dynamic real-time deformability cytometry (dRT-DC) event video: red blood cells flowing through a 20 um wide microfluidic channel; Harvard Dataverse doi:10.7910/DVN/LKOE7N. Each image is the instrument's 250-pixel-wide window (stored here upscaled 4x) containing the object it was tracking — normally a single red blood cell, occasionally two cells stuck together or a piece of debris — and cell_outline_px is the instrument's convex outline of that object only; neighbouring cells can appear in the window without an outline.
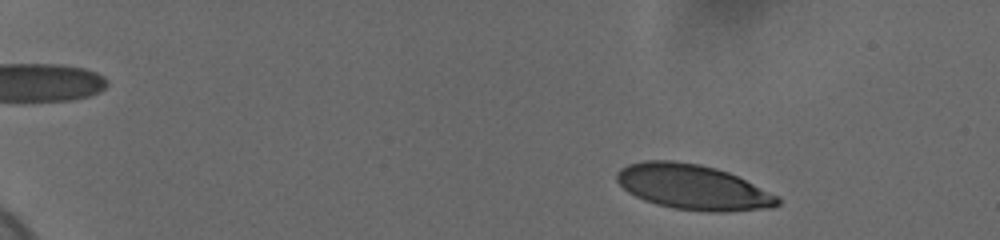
{"species": "human", "species_latin": "Homo sapiens", "temperature_condition": "cold", "stored_images_in_passage": 54, "camera_frame_rate_fps": 3000, "um_per_image_px": 0.085, "donor": {"sex": "female"}, "frame": {"image": 1, "passage_image": 5, "time_ms": 1.333, "image_size_px": [1000, 240], "cell_outline_px": [[780, 204], [772, 208], [728, 212], [708, 212], [672, 208], [656, 204], [644, 200], [628, 192], [616, 180], [616, 172], [620, 168], [628, 164], [644, 160], [672, 160], [700, 164], [716, 168], [728, 172], [780, 196]], "centroid_in_image_um": [58.91, 15.91], "position_along_channel_um": 26.1, "area_um2": 42.6}}
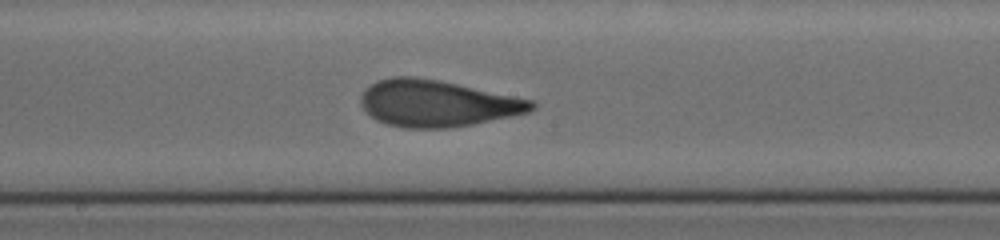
{"frame": {"image": 2, "passage_image": 31, "time_ms": 10.0, "image_size_px": [1000, 240], "cell_outline_px": [[536, 108], [528, 112], [512, 116], [472, 124], [448, 128], [404, 128], [388, 124], [376, 120], [364, 112], [360, 104], [360, 96], [376, 80], [392, 76], [412, 76], [436, 80], [456, 84], [532, 100], [536, 104]], "centroid_in_image_um": [37.1, 8.8], "position_along_channel_um": 211.1, "area_um2": 46.07}}
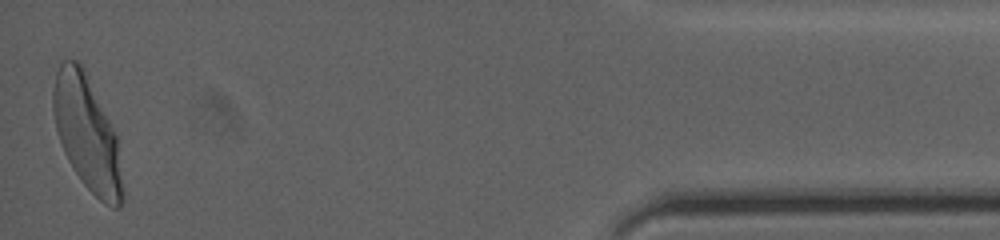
{"frame": {"image": 3, "passage_image": 54, "time_ms": 17.667, "image_size_px": [1000, 240], "cell_outline_px": [[124, 200], [120, 208], [112, 208], [104, 204], [80, 180], [68, 160], [64, 152], [56, 128], [52, 108], [52, 92], [56, 72], [60, 64], [64, 60], [80, 60], [84, 68], [116, 136], [124, 188]], "centroid_in_image_um": [7.39, 11.37], "position_along_channel_um": 427.8, "area_um2": 46.01}, "authors_computed_cell_mechanics": {"area_um2": 44.8528, "velocity_mm_per_s": 3.6582, "shape_relaxation_time_tau1_ms": 4.4711, "shape_relaxation_time_tau2_ms": 0.8687, "deformation_change_tau1": 0.1857, "deformation_change_tau2": 0.0713}}